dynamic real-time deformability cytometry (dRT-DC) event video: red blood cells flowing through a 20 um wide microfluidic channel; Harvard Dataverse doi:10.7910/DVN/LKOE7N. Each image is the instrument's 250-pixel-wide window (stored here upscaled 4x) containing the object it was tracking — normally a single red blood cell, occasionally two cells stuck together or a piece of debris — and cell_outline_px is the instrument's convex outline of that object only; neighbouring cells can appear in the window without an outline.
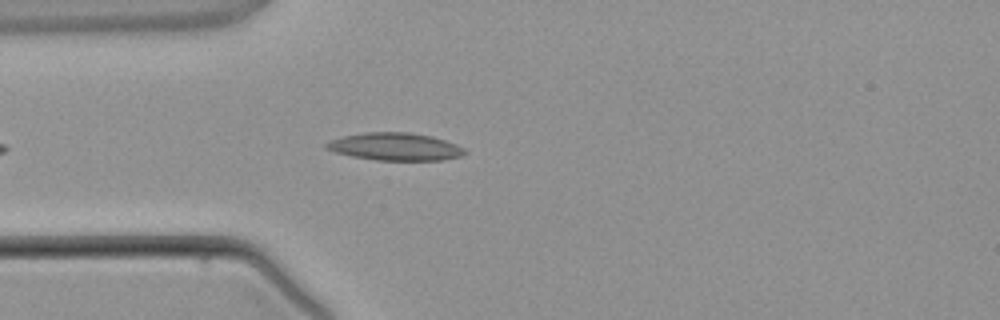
{"species": "common noctule bat (a hibernating species)", "species_latin": "Nyctalus noctula", "temperature_condition": "warm", "stored_images_in_passage": 4, "camera_frame_rate_fps": 3000, "um_per_image_px": 0.085, "animal": {"sex": "male", "body_mass_g": 21.5, "forearm_length_mm": 52.0}, "frame": {"image": 1, "passage_image": 4, "time_ms": 3.333, "image_size_px": [1000, 320], "cell_outline_px": [[468, 152], [460, 156], [440, 160], [376, 160], [352, 156], [336, 152], [324, 148], [324, 144], [328, 140], [344, 136], [364, 132], [408, 132], [432, 136], [456, 144], [464, 148]], "centroid_in_image_um": [33.56, 12.46], "position_along_channel_um": 51.4, "area_um2": 22.25}}